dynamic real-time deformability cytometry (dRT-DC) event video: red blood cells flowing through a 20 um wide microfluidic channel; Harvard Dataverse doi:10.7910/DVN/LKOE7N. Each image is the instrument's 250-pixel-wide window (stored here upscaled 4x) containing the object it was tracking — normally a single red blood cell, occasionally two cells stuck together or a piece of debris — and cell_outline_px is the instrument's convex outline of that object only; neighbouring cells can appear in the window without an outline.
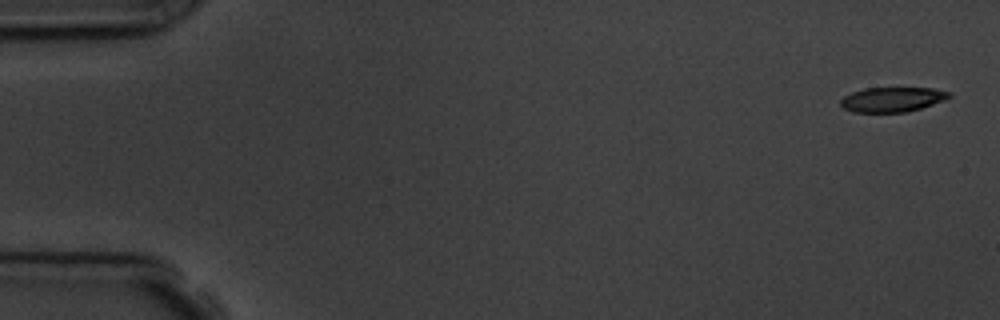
{"species": "common noctule bat (a hibernating species)", "species_latin": "Nyctalus noctula", "temperature_condition": "room temperature", "stored_images_in_passage": 6, "camera_frame_rate_fps": 3000, "um_per_image_px": 0.085, "animal": {"sex": "male", "body_mass_g": 19.5, "forearm_length_mm": 54.6}, "frame": {"image": 1, "passage_image": 1, "time_ms": 0.0, "image_size_px": [1000, 320], "cell_outline_px": [[952, 96], [944, 100], [920, 108], [904, 112], [852, 112], [844, 108], [840, 104], [840, 100], [844, 96], [852, 92], [864, 88], [932, 88], [952, 92]], "centroid_in_image_um": [75.84, 8.45], "position_along_channel_um": 9.2, "area_um2": 15.61}}
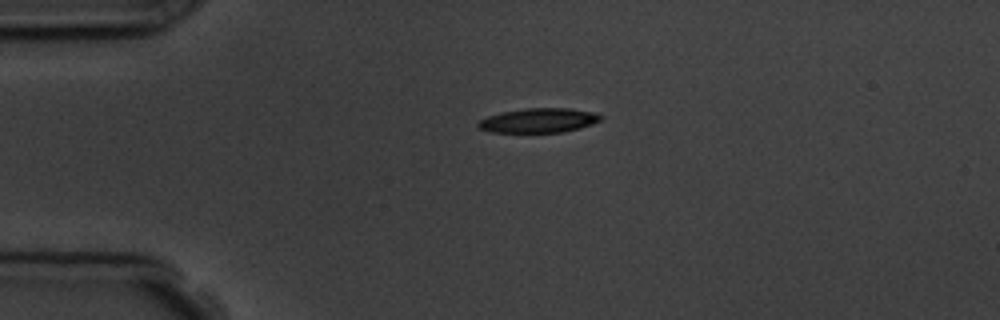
{"frame": {"image": 2, "passage_image": 4, "time_ms": 3.667, "image_size_px": [1000, 320], "cell_outline_px": [[604, 116], [600, 120], [592, 124], [580, 128], [564, 132], [492, 132], [476, 128], [476, 124], [480, 120], [488, 116], [500, 112], [524, 108], [568, 108], [596, 112]], "centroid_in_image_um": [45.79, 10.23], "position_along_channel_um": 39.2, "area_um2": 17.63}}